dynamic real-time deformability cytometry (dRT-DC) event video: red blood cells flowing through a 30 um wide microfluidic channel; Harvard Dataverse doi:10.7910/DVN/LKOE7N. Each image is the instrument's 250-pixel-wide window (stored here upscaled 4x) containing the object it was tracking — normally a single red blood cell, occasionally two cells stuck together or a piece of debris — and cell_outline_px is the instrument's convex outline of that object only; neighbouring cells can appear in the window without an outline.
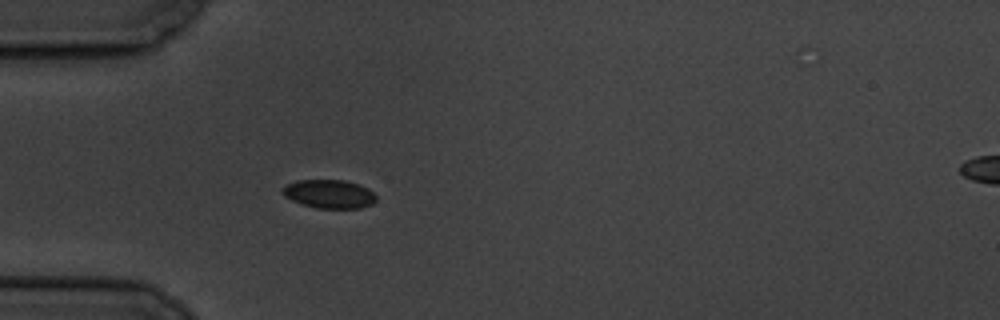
{"species": "common noctule bat (a hibernating species)", "species_latin": "Nyctalus noctula", "temperature_condition": "cold", "stored_images_in_passage": 3, "segment_of_instrument_passage": [1, 2], "camera_frame_rate_fps": 3000, "um_per_image_px": 0.085, "animal": {"sex": "male", "body_mass_g": 19.5, "forearm_length_mm": 54.6}, "frame": {"image": 1, "passage_image": 2, "time_ms": 1.0, "image_size_px": [1000, 320], "cell_outline_px": [[376, 200], [372, 204], [360, 208], [316, 208], [300, 204], [284, 196], [280, 192], [288, 184], [296, 180], [344, 180], [360, 184], [368, 188], [376, 196]], "centroid_in_image_um": [27.98, 16.49], "position_along_channel_um": 57.0, "area_um2": 15.66}}